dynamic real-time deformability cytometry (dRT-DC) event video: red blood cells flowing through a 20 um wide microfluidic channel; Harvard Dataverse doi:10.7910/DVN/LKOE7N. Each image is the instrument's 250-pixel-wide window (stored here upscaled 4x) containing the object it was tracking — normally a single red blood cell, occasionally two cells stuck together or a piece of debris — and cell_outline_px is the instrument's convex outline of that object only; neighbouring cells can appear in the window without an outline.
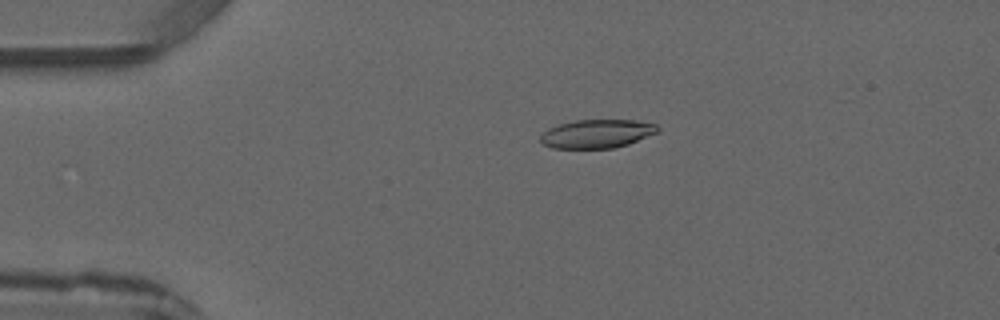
{"species": "common noctule bat (a hibernating species)", "species_latin": "Nyctalus noctula", "temperature_condition": "warm", "stored_images_in_passage": 2, "camera_frame_rate_fps": 3000, "um_per_image_px": 0.085, "animal": {"sex": "male", "forearm_length_mm": 52.5}, "frame": {"image": 1, "passage_image": 1, "time_ms": 0.0, "image_size_px": [1000, 320], "cell_outline_px": [[660, 128], [656, 132], [628, 144], [612, 148], [552, 148], [544, 144], [540, 140], [540, 136], [548, 128], [560, 124], [576, 120], [636, 120], [656, 124]], "centroid_in_image_um": [50.72, 11.36], "position_along_channel_um": 34.3, "area_um2": 19.31}}